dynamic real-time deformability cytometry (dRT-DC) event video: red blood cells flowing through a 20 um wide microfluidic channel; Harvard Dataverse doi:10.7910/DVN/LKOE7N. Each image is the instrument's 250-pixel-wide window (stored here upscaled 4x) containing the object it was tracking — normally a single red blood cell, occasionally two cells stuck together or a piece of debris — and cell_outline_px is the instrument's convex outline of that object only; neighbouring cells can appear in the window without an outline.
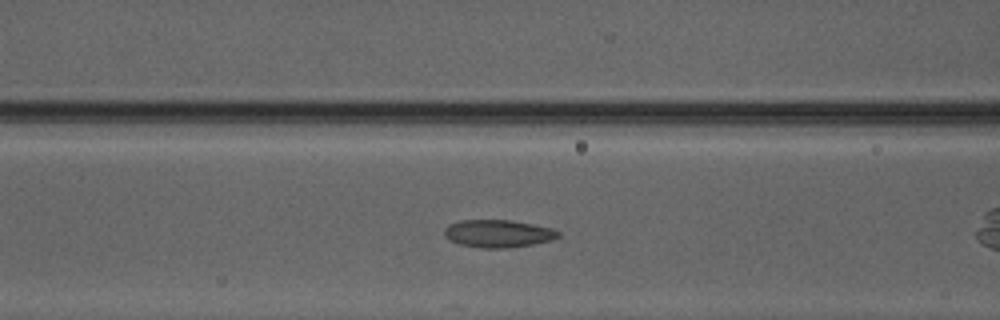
{"species": "Egyptian fruit bat (a non-hibernating species)", "species_latin": "Rousettus aegyptiacus", "temperature_condition": "warm", "stored_images_in_passage": 38, "camera_frame_rate_fps": 3000, "um_per_image_px": 0.085, "animal": {"sex": "male"}, "frame": {"image": 1, "passage_image": 8, "time_ms": 2.333, "image_size_px": [1000, 320], "cell_outline_px": [[560, 236], [552, 240], [536, 244], [508, 248], [480, 248], [460, 244], [448, 240], [444, 236], [444, 228], [448, 224], [460, 220], [508, 220], [532, 224], [552, 228], [560, 232]], "centroid_in_image_um": [42.32, 19.86], "position_along_channel_um": 124.3, "area_um2": 18.55}}
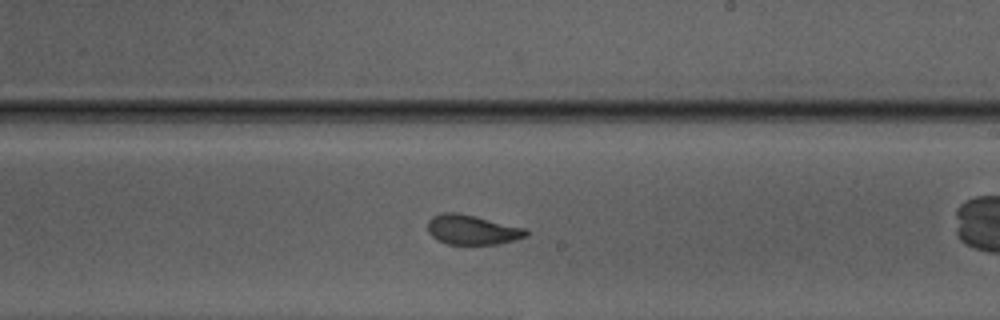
{"frame": {"image": 2, "passage_image": 17, "time_ms": 5.333, "image_size_px": [1000, 320], "cell_outline_px": [[528, 236], [516, 240], [496, 244], [448, 244], [436, 240], [428, 232], [428, 220], [432, 216], [444, 212], [456, 212], [476, 216], [524, 228], [528, 232]], "centroid_in_image_um": [40.11, 19.53], "position_along_channel_um": 248.9, "area_um2": 17.05}}
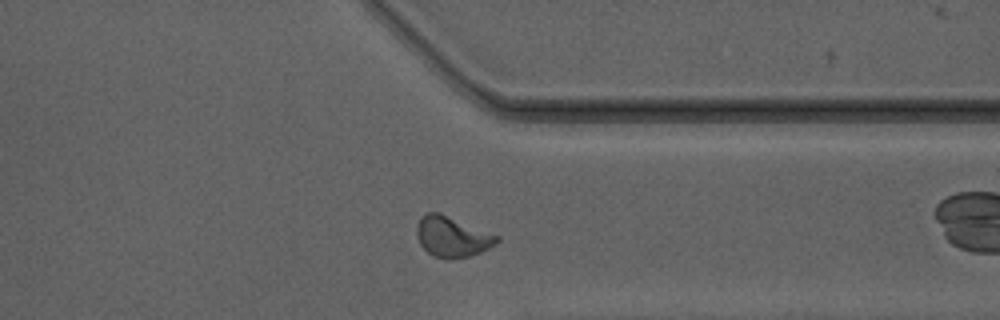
{"frame": {"image": 3, "passage_image": 26, "time_ms": 8.333, "image_size_px": [1000, 320], "cell_outline_px": [[500, 240], [496, 244], [480, 252], [468, 256], [452, 260], [448, 260], [436, 256], [428, 252], [420, 244], [416, 236], [416, 228], [420, 216], [428, 212], [440, 212], [500, 236]], "centroid_in_image_um": [38.43, 20.11], "position_along_channel_um": 373.0, "area_um2": 19.07}}